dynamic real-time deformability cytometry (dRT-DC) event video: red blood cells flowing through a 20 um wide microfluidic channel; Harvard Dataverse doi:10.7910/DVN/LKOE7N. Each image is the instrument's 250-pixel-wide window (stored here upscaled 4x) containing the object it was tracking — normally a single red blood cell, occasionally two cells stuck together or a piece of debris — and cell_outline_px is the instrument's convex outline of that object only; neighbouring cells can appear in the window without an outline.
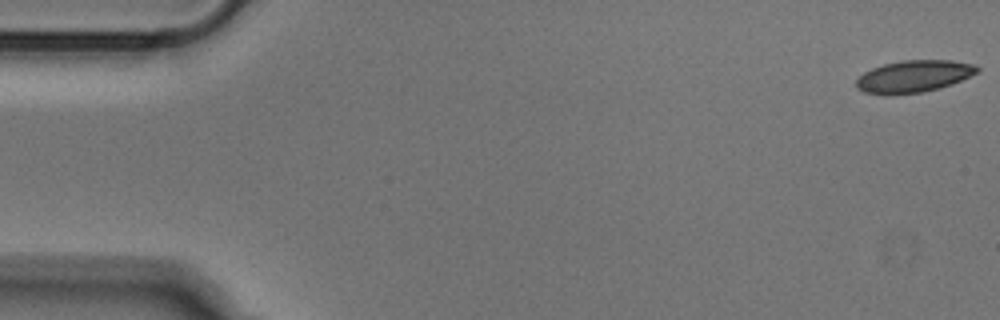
{"species": "Egyptian fruit bat (a non-hibernating species)", "species_latin": "Rousettus aegyptiacus", "temperature_condition": "cold", "stored_images_in_passage": 48, "camera_frame_rate_fps": 3000, "um_per_image_px": 0.085, "animal": {"sex": "male"}, "frame": {"image": 1, "passage_image": 1, "time_ms": 0.0, "image_size_px": [1000, 320], "cell_outline_px": [[980, 72], [952, 84], [940, 88], [924, 92], [884, 96], [864, 92], [856, 88], [856, 80], [864, 72], [872, 68], [884, 64], [900, 60], [952, 60], [976, 64], [980, 68]], "centroid_in_image_um": [77.68, 6.5], "position_along_channel_um": 7.3, "area_um2": 23.06}}
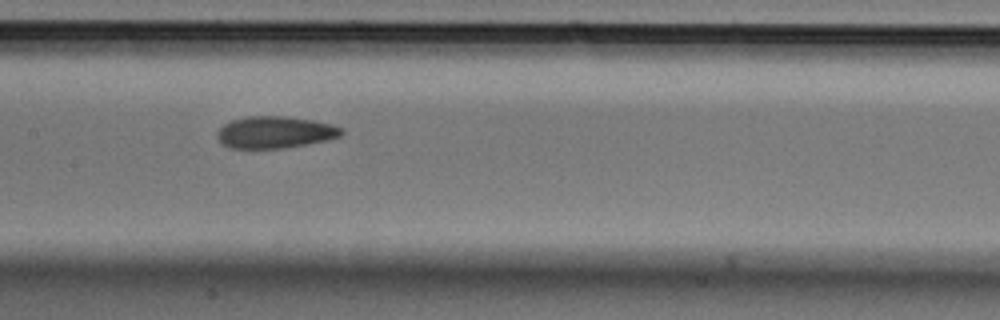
{"frame": {"image": 2, "passage_image": 25, "time_ms": 8.0, "image_size_px": [1000, 320], "cell_outline_px": [[344, 132], [340, 136], [328, 140], [308, 144], [284, 148], [228, 148], [216, 136], [220, 128], [224, 124], [232, 120], [248, 116], [288, 116], [312, 120], [344, 128]], "centroid_in_image_um": [23.39, 11.24], "position_along_channel_um": 184.0, "area_um2": 23.06}}
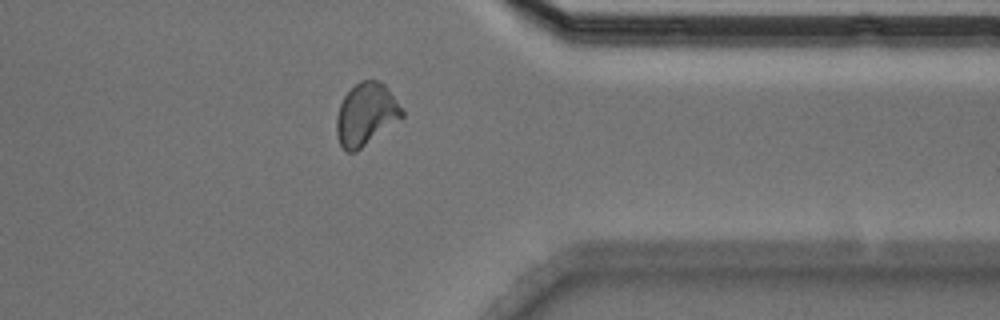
{"frame": {"image": 3, "passage_image": 41, "time_ms": 13.333, "image_size_px": [1000, 320], "cell_outline_px": [[404, 116], [356, 152], [344, 152], [340, 144], [336, 132], [336, 116], [340, 104], [344, 96], [360, 80], [380, 80], [384, 84], [404, 112]], "centroid_in_image_um": [31.08, 9.73], "position_along_channel_um": 380.3, "area_um2": 23.58}}